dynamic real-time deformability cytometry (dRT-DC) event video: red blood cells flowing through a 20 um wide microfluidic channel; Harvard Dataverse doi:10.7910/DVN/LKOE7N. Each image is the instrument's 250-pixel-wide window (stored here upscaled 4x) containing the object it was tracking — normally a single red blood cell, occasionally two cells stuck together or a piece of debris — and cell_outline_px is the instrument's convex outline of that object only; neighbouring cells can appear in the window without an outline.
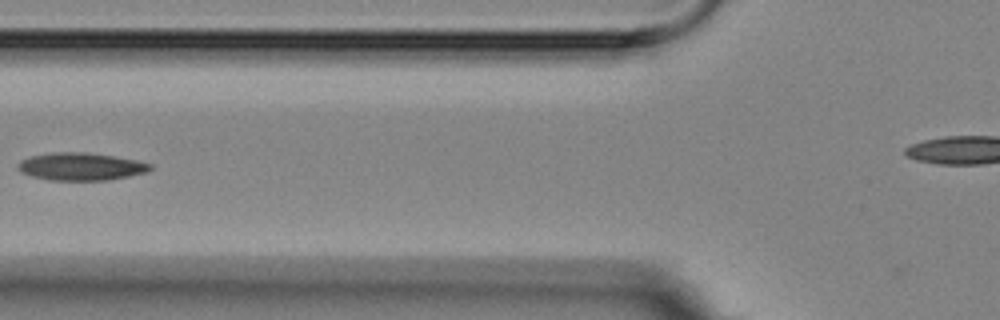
{"species": "Egyptian fruit bat (a non-hibernating species)", "species_latin": "Rousettus aegyptiacus", "temperature_condition": "room temperature", "stored_images_in_passage": 6, "camera_frame_rate_fps": 3000, "um_per_image_px": 0.085, "animal": {"sex": "female"}, "frame": {"image": 1, "passage_image": 4, "time_ms": 3.333, "image_size_px": [1000, 320], "cell_outline_px": [[152, 168], [148, 172], [108, 180], [48, 180], [32, 176], [20, 172], [16, 168], [16, 164], [20, 160], [32, 156], [56, 152], [84, 152], [112, 156], [136, 160], [152, 164]], "centroid_in_image_um": [6.85, 14.16], "position_along_channel_um": 119.0, "area_um2": 21.27}}
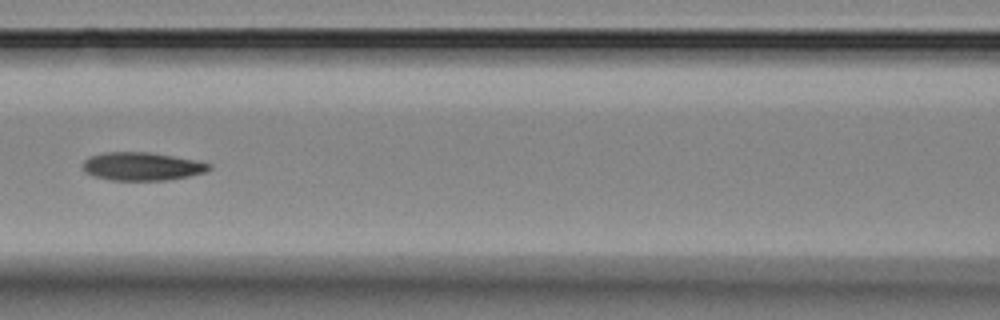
{"frame": {"image": 2, "passage_image": 5, "time_ms": 4.333, "image_size_px": [1000, 320], "cell_outline_px": [[212, 168], [204, 172], [188, 176], [164, 180], [112, 180], [96, 176], [84, 172], [84, 160], [88, 156], [104, 152], [148, 152], [196, 160], [212, 164]], "centroid_in_image_um": [12.06, 14.13], "position_along_channel_um": 154.5, "area_um2": 20.58}}
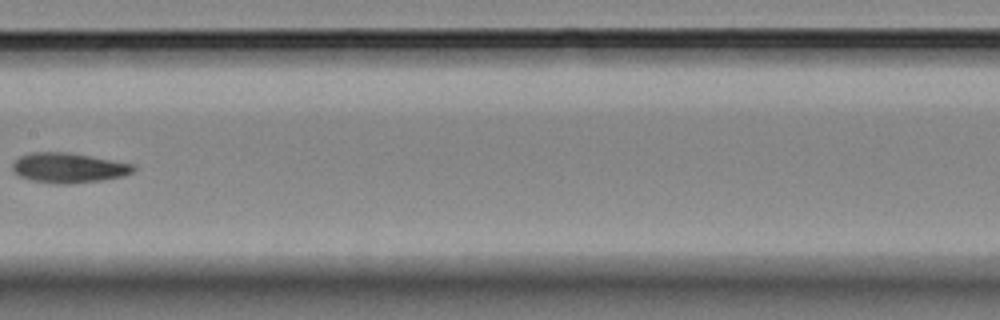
{"frame": {"image": 3, "passage_image": 6, "time_ms": 5.667, "image_size_px": [1000, 320], "cell_outline_px": [[136, 168], [132, 172], [124, 176], [100, 180], [72, 184], [56, 184], [28, 180], [12, 172], [12, 164], [20, 156], [32, 152], [68, 152], [136, 164]], "centroid_in_image_um": [5.82, 14.27], "position_along_channel_um": 201.6, "area_um2": 21.33}}